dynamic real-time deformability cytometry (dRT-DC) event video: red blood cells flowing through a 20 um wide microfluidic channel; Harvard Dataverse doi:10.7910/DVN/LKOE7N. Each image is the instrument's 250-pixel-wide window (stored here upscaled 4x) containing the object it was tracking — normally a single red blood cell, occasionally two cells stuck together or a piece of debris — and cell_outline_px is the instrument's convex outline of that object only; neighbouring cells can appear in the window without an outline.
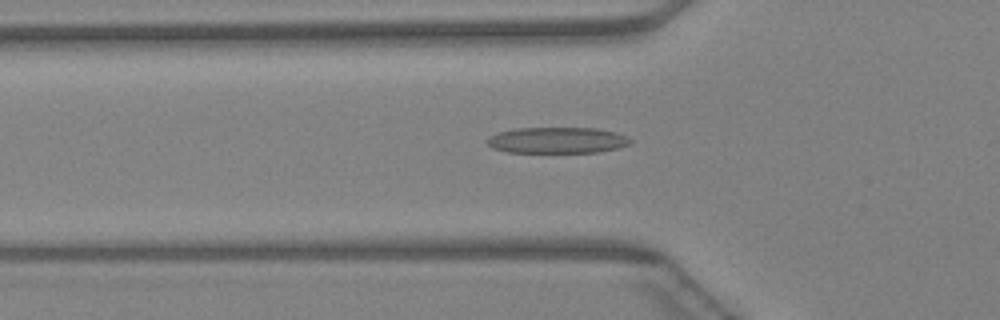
{"species": "Egyptian fruit bat (a non-hibernating species)", "species_latin": "Rousettus aegyptiacus", "temperature_condition": "warm", "stored_images_in_passage": 46, "camera_frame_rate_fps": 3000, "um_per_image_px": 0.085, "animal": {"sex": "female"}, "frame": {"image": 1, "passage_image": 16, "time_ms": 5.0, "image_size_px": [1000, 320], "cell_outline_px": [[632, 144], [616, 148], [596, 152], [508, 152], [492, 148], [484, 140], [488, 136], [500, 132], [516, 128], [596, 128], [616, 132], [628, 136], [632, 140]], "centroid_in_image_um": [47.36, 11.91], "position_along_channel_um": 78.4, "area_um2": 21.85}}
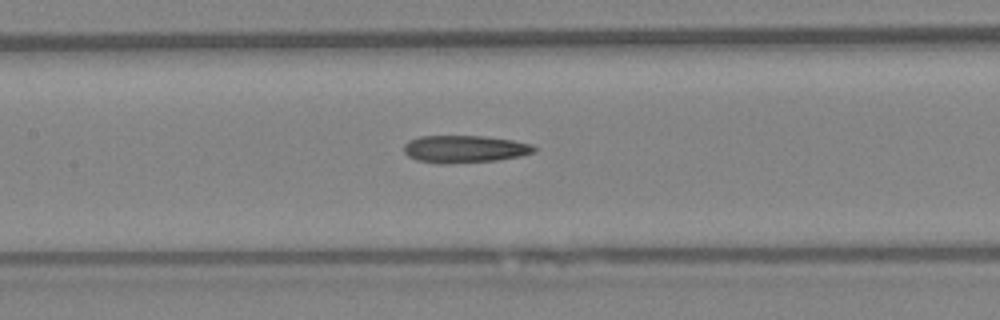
{"frame": {"image": 2, "passage_image": 22, "time_ms": 7.0, "image_size_px": [1000, 320], "cell_outline_px": [[536, 152], [520, 156], [500, 160], [444, 164], [440, 164], [416, 160], [408, 156], [404, 152], [404, 144], [408, 140], [420, 136], [484, 136], [512, 140], [532, 144], [536, 148]], "centroid_in_image_um": [39.49, 12.67], "position_along_channel_um": 167.9, "area_um2": 20.98}}
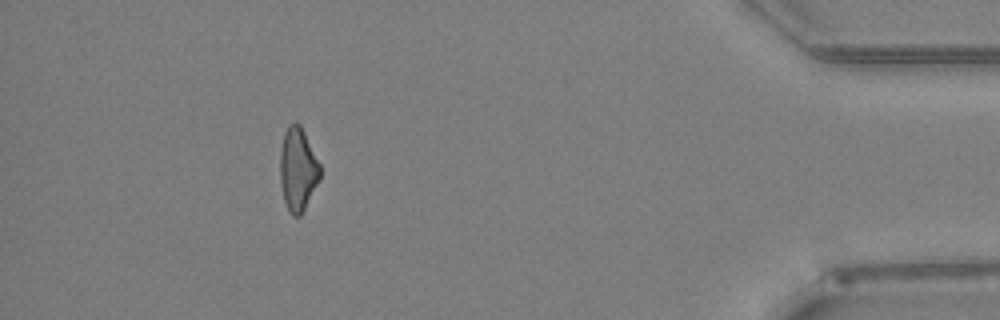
{"frame": {"image": 3, "passage_image": 42, "time_ms": 13.667, "image_size_px": [1000, 320], "cell_outline_px": [[320, 180], [300, 216], [292, 216], [288, 212], [284, 200], [280, 180], [280, 148], [284, 132], [288, 124], [300, 124], [320, 164]], "centroid_in_image_um": [25.31, 14.4], "position_along_channel_um": 409.9, "area_um2": 19.42}}